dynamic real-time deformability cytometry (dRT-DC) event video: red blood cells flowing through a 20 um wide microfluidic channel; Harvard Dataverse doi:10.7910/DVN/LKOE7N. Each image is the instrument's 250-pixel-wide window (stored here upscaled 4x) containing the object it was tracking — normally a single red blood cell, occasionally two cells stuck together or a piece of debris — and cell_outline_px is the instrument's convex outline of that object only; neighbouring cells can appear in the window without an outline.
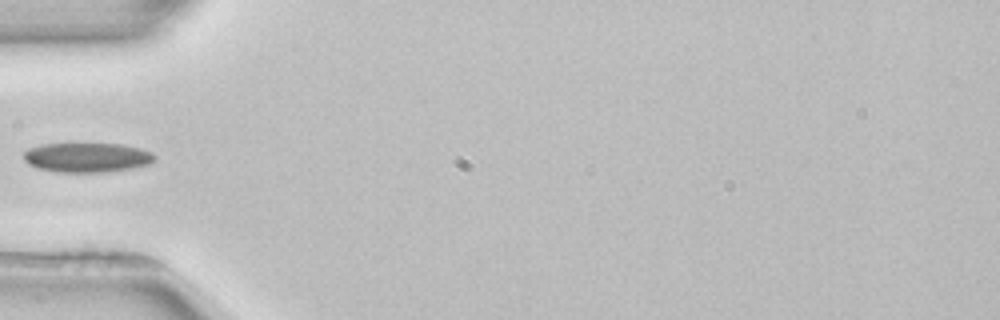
{"species": "common noctule bat (a hibernating species)", "species_latin": "Nyctalus noctula", "temperature_condition": "room temperature", "stored_images_in_passage": 6, "camera_frame_rate_fps": 3000, "um_per_image_px": 0.085, "animal": {"sex": "female", "body_mass_g": 22.7, "forearm_length_mm": 54.2}, "frame": {"image": 1, "passage_image": 4, "time_ms": 3.667, "image_size_px": [1000, 320], "cell_outline_px": [[156, 160], [148, 164], [132, 168], [104, 172], [60, 172], [36, 168], [28, 164], [24, 160], [24, 152], [28, 148], [40, 144], [120, 144], [140, 148], [152, 152], [156, 156]], "centroid_in_image_um": [7.39, 13.38], "position_along_channel_um": 77.6, "area_um2": 22.6}}